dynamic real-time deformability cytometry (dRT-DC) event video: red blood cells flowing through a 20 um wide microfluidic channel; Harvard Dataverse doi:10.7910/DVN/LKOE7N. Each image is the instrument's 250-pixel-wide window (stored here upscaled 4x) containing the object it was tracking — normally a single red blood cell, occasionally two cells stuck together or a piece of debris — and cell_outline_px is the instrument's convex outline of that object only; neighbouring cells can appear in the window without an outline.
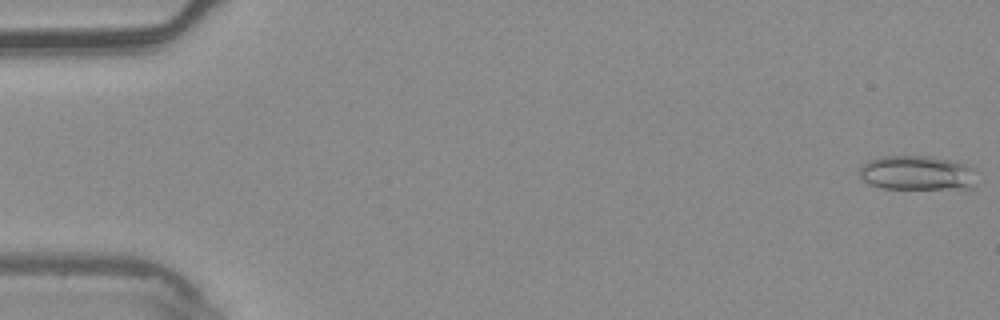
{"species": "common noctule bat (a hibernating species)", "species_latin": "Nyctalus noctula", "temperature_condition": "warm", "stored_images_in_passage": 6, "camera_frame_rate_fps": 3000, "um_per_image_px": 0.085, "animal": {"sex": "male", "body_mass_g": 20.4}, "frame": {"image": 1, "passage_image": 1, "time_ms": 0.0, "image_size_px": [1000, 320], "cell_outline_px": [[976, 168], [972, 188], [884, 188], [872, 184], [864, 180], [860, 176], [860, 168], [868, 160], [884, 156], [932, 156], [952, 160]], "centroid_in_image_um": [77.98, 14.68], "position_along_channel_um": 7.0, "area_um2": 23.35}}